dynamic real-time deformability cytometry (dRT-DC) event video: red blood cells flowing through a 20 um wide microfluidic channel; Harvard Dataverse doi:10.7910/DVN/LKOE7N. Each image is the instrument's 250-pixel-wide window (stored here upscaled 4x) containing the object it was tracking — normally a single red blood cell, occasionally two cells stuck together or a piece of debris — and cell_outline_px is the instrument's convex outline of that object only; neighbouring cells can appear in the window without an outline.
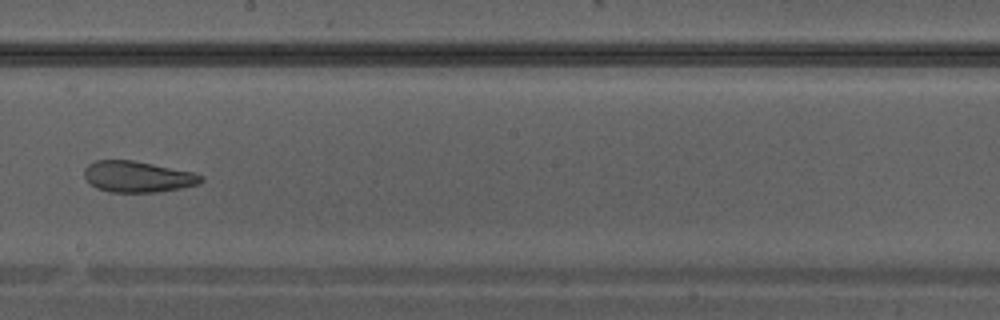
{"species": "Egyptian fruit bat (a non-hibernating species)", "species_latin": "Rousettus aegyptiacus", "temperature_condition": "warm", "stored_images_in_passage": 37, "camera_frame_rate_fps": 3000, "um_per_image_px": 0.085, "animal": {"sex": "male"}, "frame": {"image": 1, "passage_image": 22, "time_ms": 7.0, "image_size_px": [1000, 320], "cell_outline_px": [[204, 180], [200, 184], [160, 192], [108, 192], [96, 188], [84, 176], [84, 168], [88, 164], [96, 160], [132, 160], [196, 172], [204, 176]], "centroid_in_image_um": [11.74, 15.02], "position_along_channel_um": 236.5, "area_um2": 21.39}}